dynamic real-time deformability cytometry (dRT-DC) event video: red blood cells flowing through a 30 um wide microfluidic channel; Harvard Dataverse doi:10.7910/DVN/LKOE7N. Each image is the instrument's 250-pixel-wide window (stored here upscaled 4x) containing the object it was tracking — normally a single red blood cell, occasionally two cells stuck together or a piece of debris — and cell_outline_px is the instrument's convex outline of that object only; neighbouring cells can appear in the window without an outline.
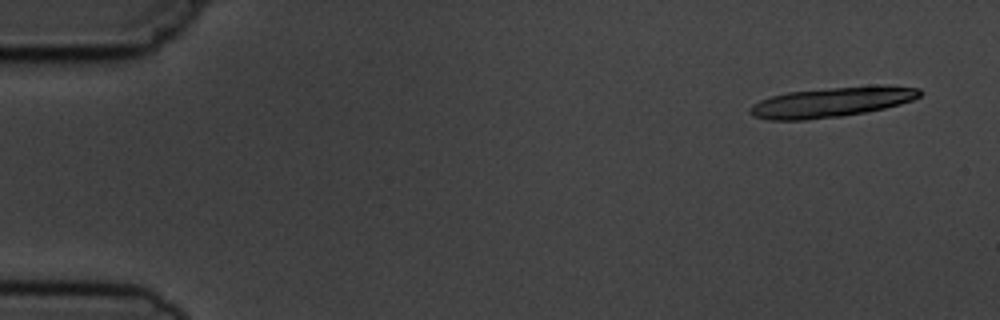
{"species": "common noctule bat (a hibernating species)", "species_latin": "Nyctalus noctula", "temperature_condition": "cold", "stored_images_in_passage": 5, "segment_of_instrument_passage": [2, 2], "camera_frame_rate_fps": 3000, "um_per_image_px": 0.085, "animal": {"sex": "male", "body_mass_g": 19.5, "forearm_length_mm": 54.6}, "frame": {"image": 1, "passage_image": 5, "time_ms": 5.333, "image_size_px": [1000, 320], "cell_outline_px": [[924, 92], [920, 96], [912, 100], [900, 104], [884, 108], [864, 112], [840, 116], [804, 120], [768, 120], [752, 116], [748, 112], [748, 108], [752, 104], [760, 100], [772, 96], [788, 92], [832, 88], [880, 84], [884, 84], [920, 88]], "centroid_in_image_um": [70.71, 8.67], "position_along_channel_um": 14.3, "area_um2": 29.82}}